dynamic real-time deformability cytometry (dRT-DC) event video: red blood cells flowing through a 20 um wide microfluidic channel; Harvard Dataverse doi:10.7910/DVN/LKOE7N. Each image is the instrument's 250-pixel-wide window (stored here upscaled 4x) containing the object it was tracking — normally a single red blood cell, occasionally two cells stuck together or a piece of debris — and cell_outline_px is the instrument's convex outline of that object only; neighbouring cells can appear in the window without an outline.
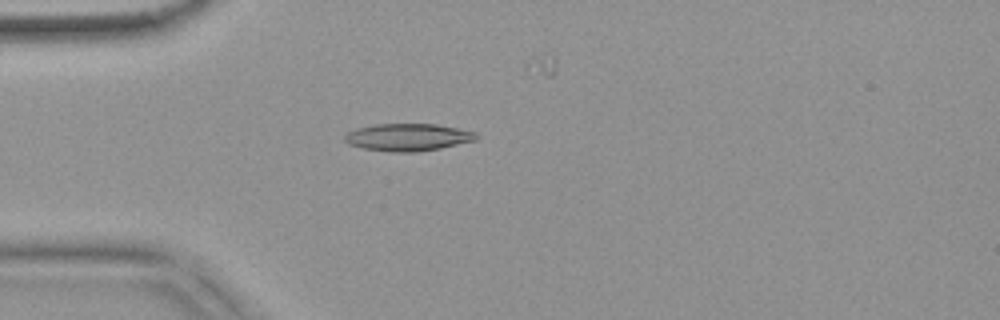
{"species": "common noctule bat (a hibernating species)", "species_latin": "Nyctalus noctula", "temperature_condition": "warm", "stored_images_in_passage": 54, "camera_frame_rate_fps": 3000, "um_per_image_px": 0.085, "animal": {"sex": "female", "body_mass_g": 18.4}, "frame": {"image": 1, "passage_image": 15, "time_ms": 4.667, "image_size_px": [1000, 320], "cell_outline_px": [[480, 136], [476, 140], [440, 148], [416, 152], [392, 152], [364, 148], [348, 144], [344, 140], [344, 136], [348, 132], [356, 128], [376, 124], [436, 124], [476, 132]], "centroid_in_image_um": [34.68, 11.66], "position_along_channel_um": 50.3, "area_um2": 20.92}}
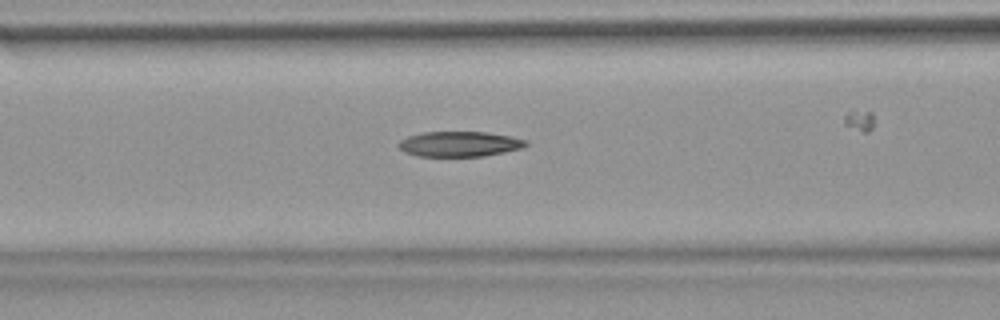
{"frame": {"image": 2, "passage_image": 22, "time_ms": 7.0, "image_size_px": [1000, 320], "cell_outline_px": [[528, 144], [520, 148], [504, 152], [484, 156], [416, 156], [404, 152], [396, 144], [400, 140], [408, 136], [424, 132], [484, 132], [512, 136], [528, 140]], "centroid_in_image_um": [39.04, 12.24], "position_along_channel_um": 127.6, "area_um2": 18.73}}
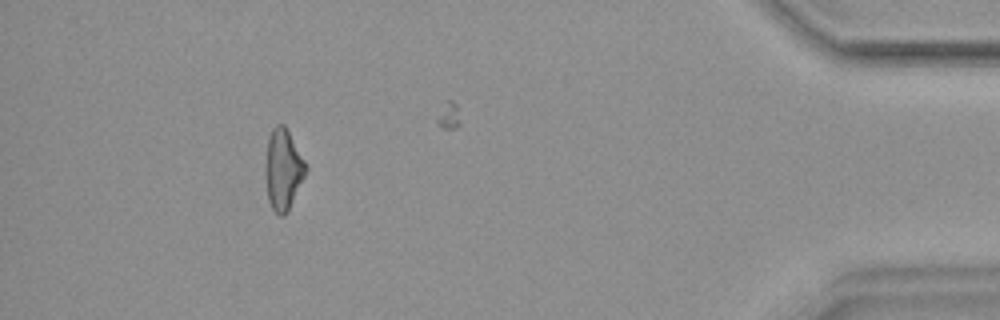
{"frame": {"image": 3, "passage_image": 49, "time_ms": 16.0, "image_size_px": [1000, 320], "cell_outline_px": [[308, 168], [288, 212], [284, 216], [280, 216], [272, 208], [268, 200], [264, 176], [264, 164], [268, 136], [272, 128], [276, 124], [284, 124], [304, 160]], "centroid_in_image_um": [24.03, 14.41], "position_along_channel_um": 411.2, "area_um2": 19.25}, "authors_computed_cell_mechanics": {"area_um2": 19.2474, "velocity_mm_per_s": 3.8055, "shape_relaxation_time_tau1_ms": null, "shape_relaxation_time_tau2_ms": 4.9449, "deformation_change_tau1": null, "deformation_change_tau2": 0.1564}}